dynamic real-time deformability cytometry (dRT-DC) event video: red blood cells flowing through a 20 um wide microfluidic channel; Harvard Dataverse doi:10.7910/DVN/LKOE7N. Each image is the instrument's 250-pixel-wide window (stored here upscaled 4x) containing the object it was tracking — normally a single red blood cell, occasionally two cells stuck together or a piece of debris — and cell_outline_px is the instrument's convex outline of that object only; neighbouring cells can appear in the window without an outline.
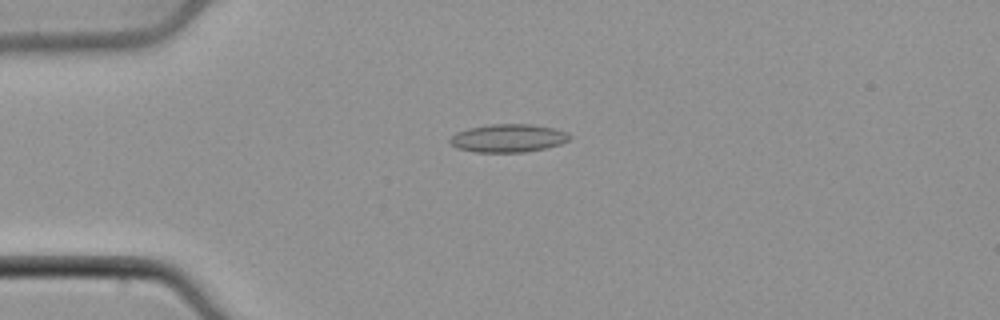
{"species": "common noctule bat (a hibernating species)", "species_latin": "Nyctalus noctula", "temperature_condition": "cold", "stored_images_in_passage": 30, "camera_frame_rate_fps": 3000, "um_per_image_px": 0.085, "animal": {"sex": "male", "body_mass_g": 21.5, "forearm_length_mm": 52.0}, "frame": {"image": 1, "passage_image": 3, "time_ms": 0.667, "image_size_px": [1000, 320], "cell_outline_px": [[572, 136], [568, 140], [560, 144], [544, 148], [524, 152], [476, 152], [456, 148], [448, 140], [456, 132], [468, 128], [492, 124], [532, 124], [552, 128], [568, 132]], "centroid_in_image_um": [43.19, 11.74], "position_along_channel_um": 41.8, "area_um2": 19.54}}
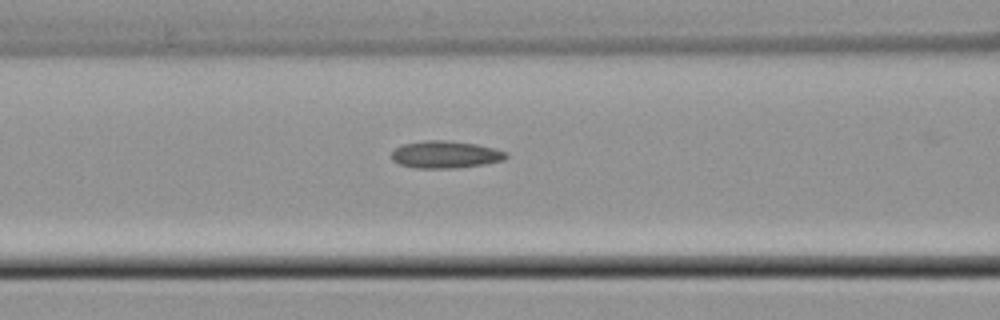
{"frame": {"image": 2, "passage_image": 11, "time_ms": 3.333, "image_size_px": [1000, 320], "cell_outline_px": [[508, 156], [504, 160], [484, 164], [456, 168], [416, 168], [400, 164], [392, 160], [392, 152], [400, 144], [424, 140], [448, 140], [476, 144], [508, 152]], "centroid_in_image_um": [37.85, 13.13], "position_along_channel_um": 128.7, "area_um2": 18.26}}
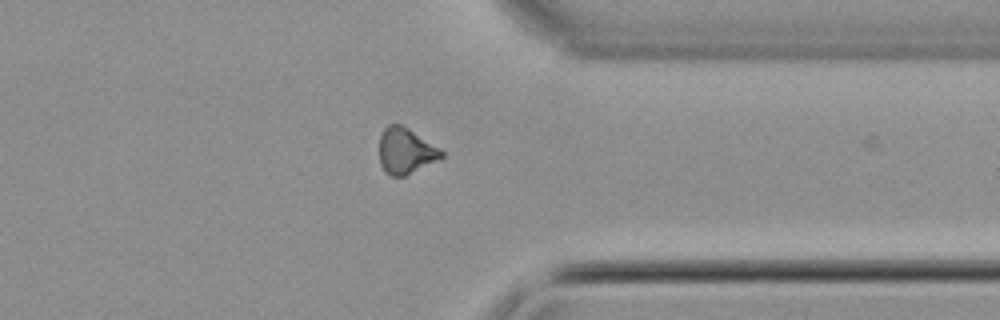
{"frame": {"image": 3, "passage_image": 29, "time_ms": 9.333, "image_size_px": [1000, 320], "cell_outline_px": [[444, 156], [404, 176], [388, 176], [384, 172], [380, 164], [380, 136], [384, 128], [388, 124], [400, 124], [408, 128], [440, 148], [444, 152]], "centroid_in_image_um": [34.45, 12.82], "position_along_channel_um": 376.9, "area_um2": 16.47}}